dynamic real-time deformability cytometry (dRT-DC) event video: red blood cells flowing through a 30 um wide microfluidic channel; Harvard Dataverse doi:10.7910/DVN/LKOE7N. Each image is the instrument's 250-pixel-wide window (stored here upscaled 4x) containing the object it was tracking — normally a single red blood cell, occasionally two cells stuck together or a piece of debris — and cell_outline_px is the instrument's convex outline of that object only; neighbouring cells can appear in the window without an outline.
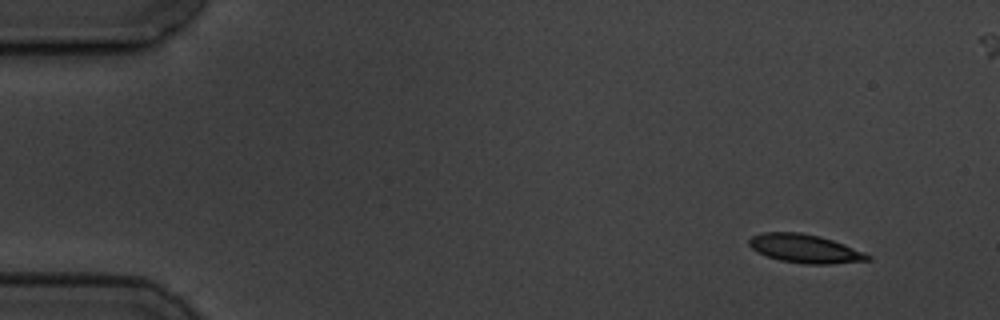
{"species": "common noctule bat (a hibernating species)", "species_latin": "Nyctalus noctula", "temperature_condition": "cold", "stored_images_in_passage": 5, "segment_of_instrument_passage": [1, 2], "camera_frame_rate_fps": 3000, "um_per_image_px": 0.085, "animal": {"sex": "male", "body_mass_g": 19.5, "forearm_length_mm": 54.6}, "frame": {"image": 1, "passage_image": 1, "time_ms": 0.0, "image_size_px": [1000, 320], "cell_outline_px": [[872, 260], [832, 264], [804, 264], [780, 260], [756, 252], [748, 244], [748, 240], [752, 236], [760, 232], [800, 232], [820, 236], [844, 244], [864, 252], [872, 256]], "centroid_in_image_um": [68.42, 21.13], "position_along_channel_um": 16.6, "area_um2": 19.88}}
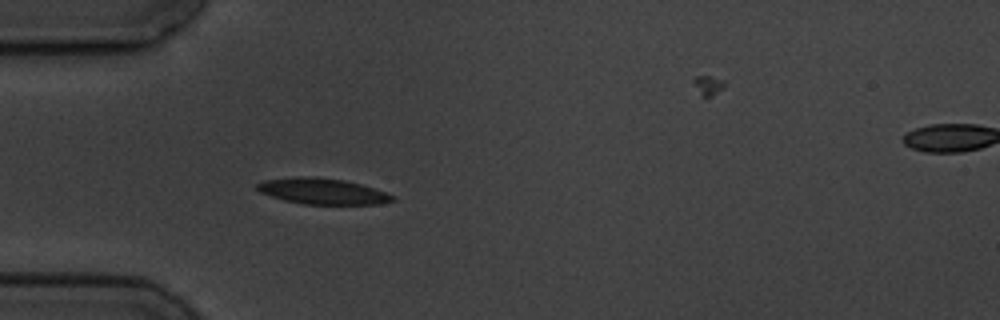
{"frame": {"image": 2, "passage_image": 4, "time_ms": 4.0, "image_size_px": [1000, 320], "cell_outline_px": [[396, 200], [376, 204], [304, 204], [284, 200], [260, 192], [256, 188], [256, 184], [264, 180], [296, 176], [316, 176], [344, 180], [360, 184], [396, 196]], "centroid_in_image_um": [27.39, 16.24], "position_along_channel_um": 57.6, "area_um2": 20.4}}